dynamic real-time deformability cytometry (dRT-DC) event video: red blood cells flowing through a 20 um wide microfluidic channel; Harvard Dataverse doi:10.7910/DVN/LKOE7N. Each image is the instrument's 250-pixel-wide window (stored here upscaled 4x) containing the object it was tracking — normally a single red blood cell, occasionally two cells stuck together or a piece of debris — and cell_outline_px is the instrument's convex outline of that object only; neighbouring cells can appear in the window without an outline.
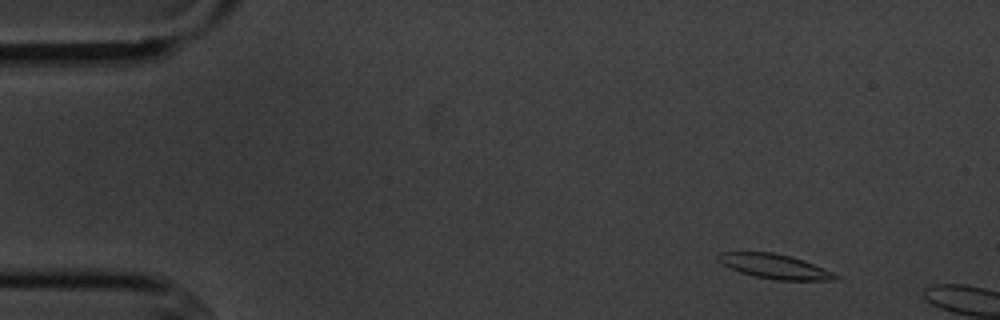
{"species": "common noctule bat (a hibernating species)", "species_latin": "Nyctalus noctula", "temperature_condition": "cold", "stored_images_in_passage": 2, "camera_frame_rate_fps": 3000, "um_per_image_px": 0.085, "animal": {"sex": "male", "body_mass_g": 20.1, "forearm_length_mm": 53.5}, "frame": {"image": 1, "passage_image": 1, "time_ms": 0.0, "image_size_px": [1000, 320], "cell_outline_px": [[844, 276], [840, 280], [776, 280], [756, 276], [740, 272], [716, 260], [716, 256], [720, 252], [772, 252], [792, 256], [804, 260]], "centroid_in_image_um": [65.94, 22.64], "position_along_channel_um": 19.1, "area_um2": 16.94}}